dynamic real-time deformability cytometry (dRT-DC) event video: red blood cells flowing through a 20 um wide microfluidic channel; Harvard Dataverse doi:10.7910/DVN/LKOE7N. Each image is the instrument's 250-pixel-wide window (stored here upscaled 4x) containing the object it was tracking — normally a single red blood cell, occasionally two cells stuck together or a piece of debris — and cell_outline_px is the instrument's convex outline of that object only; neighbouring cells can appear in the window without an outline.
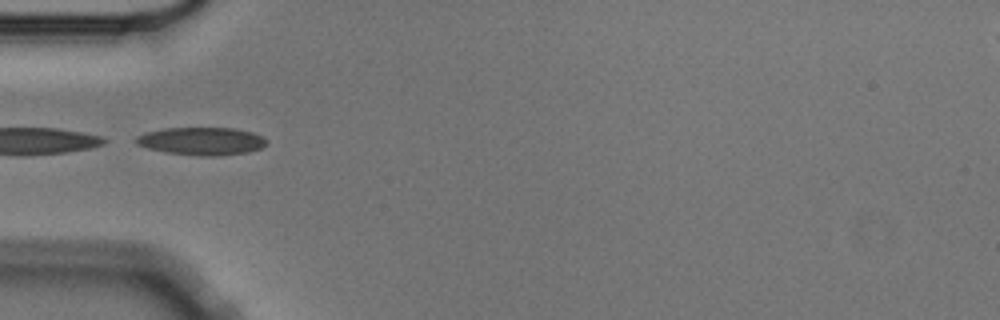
{"species": "Egyptian fruit bat (a non-hibernating species)", "species_latin": "Rousettus aegyptiacus", "temperature_condition": "cold", "stored_images_in_passage": 8, "camera_frame_rate_fps": 3000, "um_per_image_px": 0.085, "animal": {"sex": "male"}, "frame": {"image": 1, "passage_image": 4, "time_ms": 1.0, "image_size_px": [1000, 320], "cell_outline_px": [[268, 144], [260, 148], [248, 152], [220, 156], [200, 156], [164, 152], [148, 148], [136, 144], [132, 140], [136, 136], [144, 132], [164, 128], [232, 128], [252, 132], [264, 136], [268, 140]], "centroid_in_image_um": [17.12, 12.0], "position_along_channel_um": 67.9, "area_um2": 21.5}}
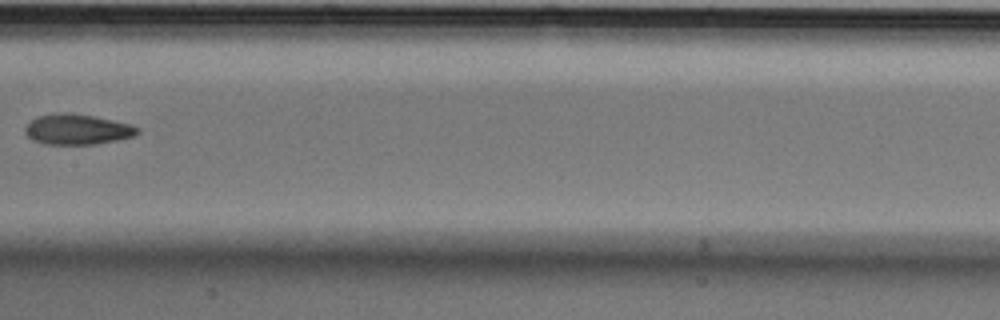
{"frame": {"image": 2, "passage_image": 7, "time_ms": 2.0, "image_size_px": [1000, 320], "cell_outline_px": [[140, 132], [136, 136], [96, 144], [44, 144], [32, 140], [24, 132], [24, 128], [36, 116], [64, 112], [72, 112], [112, 120], [128, 124], [140, 128]], "centroid_in_image_um": [6.56, 11.0], "position_along_channel_um": 200.8, "area_um2": 19.94}}
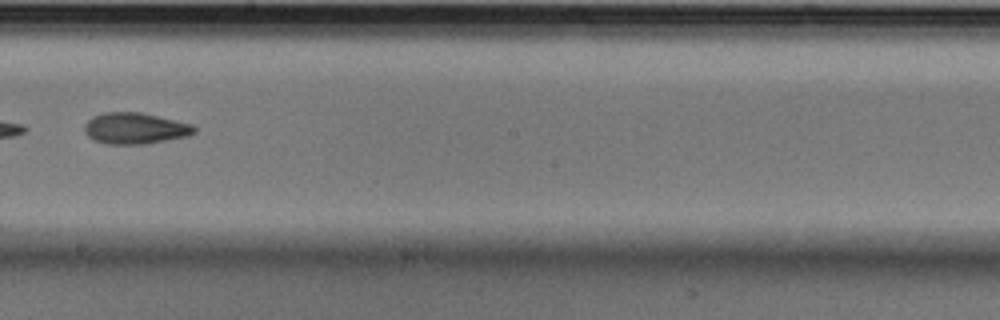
{"frame": {"image": 3, "passage_image": 8, "time_ms": 2.333, "image_size_px": [1000, 320], "cell_outline_px": [[196, 132], [188, 136], [148, 144], [108, 144], [96, 140], [88, 136], [84, 132], [84, 124], [92, 116], [104, 112], [140, 112], [176, 120], [192, 124], [196, 128]], "centroid_in_image_um": [11.49, 10.91], "position_along_channel_um": 236.7, "area_um2": 20.11}}